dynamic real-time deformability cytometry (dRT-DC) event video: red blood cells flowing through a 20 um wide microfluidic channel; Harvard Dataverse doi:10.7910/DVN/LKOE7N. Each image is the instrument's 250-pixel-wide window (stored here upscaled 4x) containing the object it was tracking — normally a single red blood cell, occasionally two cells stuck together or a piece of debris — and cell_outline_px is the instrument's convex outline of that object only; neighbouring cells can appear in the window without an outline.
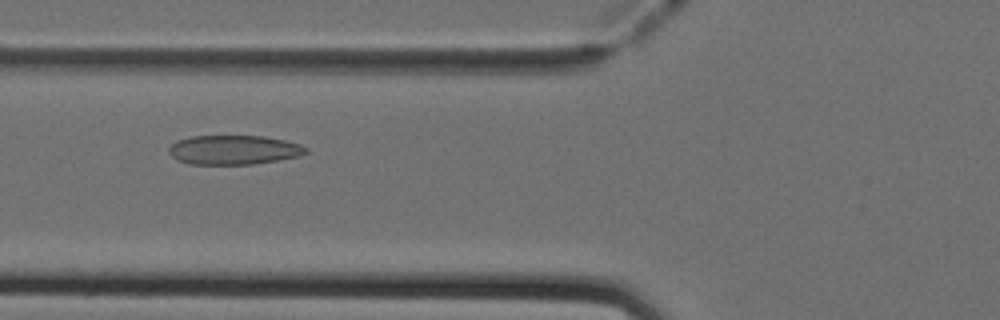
{"species": "Egyptian fruit bat (a non-hibernating species)", "species_latin": "Rousettus aegyptiacus", "temperature_condition": "cold", "stored_images_in_passage": 45, "camera_frame_rate_fps": 3000, "um_per_image_px": 0.085, "animal": {"sex": "female"}, "frame": {"image": 1, "passage_image": 14, "time_ms": 4.333, "image_size_px": [1000, 320], "cell_outline_px": [[308, 152], [300, 156], [252, 164], [188, 164], [176, 160], [168, 152], [168, 148], [176, 140], [192, 136], [264, 136], [284, 140], [300, 144], [308, 148]], "centroid_in_image_um": [19.85, 12.74], "position_along_channel_um": 106.0, "area_um2": 23.47}}
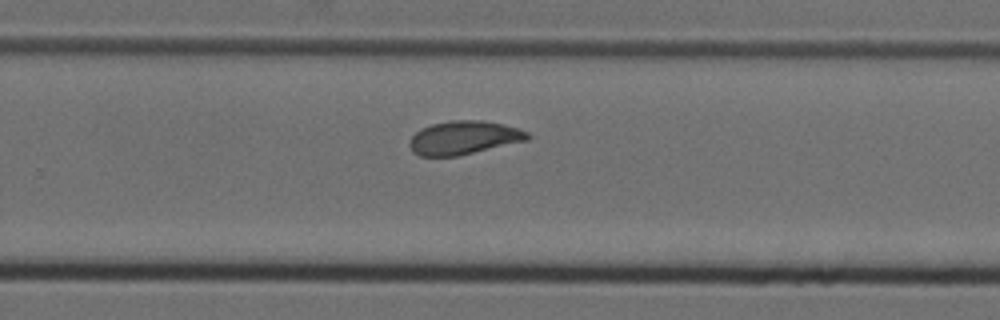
{"frame": {"image": 2, "passage_image": 28, "time_ms": 9.0, "image_size_px": [1000, 320], "cell_outline_px": [[532, 136], [528, 140], [456, 156], [420, 156], [412, 152], [408, 144], [412, 136], [420, 128], [432, 124], [452, 120], [484, 120], [516, 128], [528, 132]], "centroid_in_image_um": [39.39, 11.7], "position_along_channel_um": 290.4, "area_um2": 22.95}}
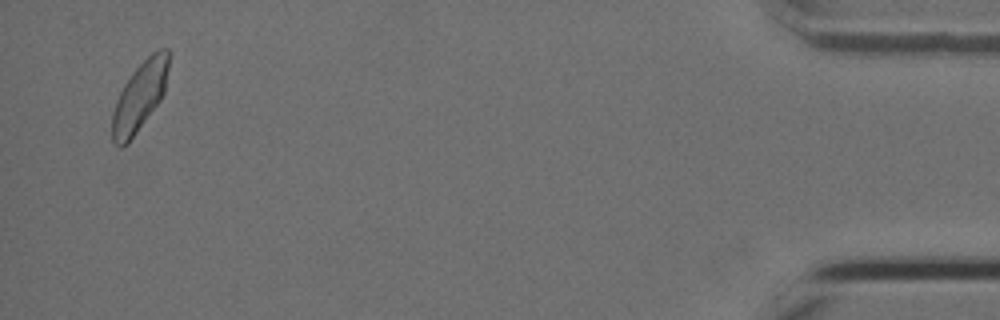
{"frame": {"image": 3, "passage_image": 44, "time_ms": 14.333, "image_size_px": [1000, 320], "cell_outline_px": [[168, 68], [164, 92], [160, 100], [128, 144], [120, 148], [112, 140], [112, 112], [116, 100], [124, 84], [132, 72], [152, 52], [160, 48], [168, 48]], "centroid_in_image_um": [11.85, 8.21], "position_along_channel_um": 423.3, "area_um2": 22.54}, "authors_computed_cell_mechanics": {"area_um2": 23.12, "velocity_mm_per_s": 3.9647, "shape_relaxation_time_tau1_ms": 4.0144, "shape_relaxation_time_tau2_ms": 1.4249, "deformation_change_tau1": 0.1178, "deformation_change_tau2": 0.0755}}